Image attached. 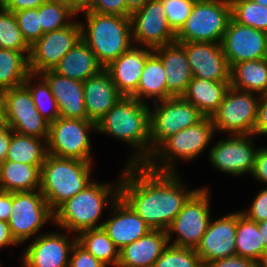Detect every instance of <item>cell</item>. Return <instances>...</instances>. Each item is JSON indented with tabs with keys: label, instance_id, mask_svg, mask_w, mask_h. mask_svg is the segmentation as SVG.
I'll return each instance as SVG.
<instances>
[{
	"label": "cell",
	"instance_id": "680465c9",
	"mask_svg": "<svg viewBox=\"0 0 267 267\" xmlns=\"http://www.w3.org/2000/svg\"><path fill=\"white\" fill-rule=\"evenodd\" d=\"M8 129L5 113H0V135Z\"/></svg>",
	"mask_w": 267,
	"mask_h": 267
},
{
	"label": "cell",
	"instance_id": "484cf974",
	"mask_svg": "<svg viewBox=\"0 0 267 267\" xmlns=\"http://www.w3.org/2000/svg\"><path fill=\"white\" fill-rule=\"evenodd\" d=\"M168 244L166 231L151 230L120 250L117 267H153Z\"/></svg>",
	"mask_w": 267,
	"mask_h": 267
},
{
	"label": "cell",
	"instance_id": "c3c4849f",
	"mask_svg": "<svg viewBox=\"0 0 267 267\" xmlns=\"http://www.w3.org/2000/svg\"><path fill=\"white\" fill-rule=\"evenodd\" d=\"M259 181L267 183V148L258 149L252 176Z\"/></svg>",
	"mask_w": 267,
	"mask_h": 267
},
{
	"label": "cell",
	"instance_id": "8d00e7d4",
	"mask_svg": "<svg viewBox=\"0 0 267 267\" xmlns=\"http://www.w3.org/2000/svg\"><path fill=\"white\" fill-rule=\"evenodd\" d=\"M0 49L27 53V57L30 53V46L23 38L14 13L4 9H0Z\"/></svg>",
	"mask_w": 267,
	"mask_h": 267
},
{
	"label": "cell",
	"instance_id": "7dc6e473",
	"mask_svg": "<svg viewBox=\"0 0 267 267\" xmlns=\"http://www.w3.org/2000/svg\"><path fill=\"white\" fill-rule=\"evenodd\" d=\"M260 102L258 103L257 119L255 123L254 135L255 134H267V94L259 97Z\"/></svg>",
	"mask_w": 267,
	"mask_h": 267
},
{
	"label": "cell",
	"instance_id": "ee69618b",
	"mask_svg": "<svg viewBox=\"0 0 267 267\" xmlns=\"http://www.w3.org/2000/svg\"><path fill=\"white\" fill-rule=\"evenodd\" d=\"M72 257L69 260V267H106L100 260L94 258L89 252L83 249L77 242L71 250Z\"/></svg>",
	"mask_w": 267,
	"mask_h": 267
},
{
	"label": "cell",
	"instance_id": "e0dca14e",
	"mask_svg": "<svg viewBox=\"0 0 267 267\" xmlns=\"http://www.w3.org/2000/svg\"><path fill=\"white\" fill-rule=\"evenodd\" d=\"M187 55L194 78L230 81V70L221 43L179 42Z\"/></svg>",
	"mask_w": 267,
	"mask_h": 267
},
{
	"label": "cell",
	"instance_id": "ffe728a7",
	"mask_svg": "<svg viewBox=\"0 0 267 267\" xmlns=\"http://www.w3.org/2000/svg\"><path fill=\"white\" fill-rule=\"evenodd\" d=\"M77 238L72 242L62 233H48L37 237L23 256V267H69L68 257Z\"/></svg>",
	"mask_w": 267,
	"mask_h": 267
},
{
	"label": "cell",
	"instance_id": "f35d334b",
	"mask_svg": "<svg viewBox=\"0 0 267 267\" xmlns=\"http://www.w3.org/2000/svg\"><path fill=\"white\" fill-rule=\"evenodd\" d=\"M33 76L34 75L30 73L26 77V80L24 81L23 85L28 89V91L32 95L34 104L38 112L50 124L60 117V112L58 109L57 102L50 90L49 85L44 79H42L43 81H41L40 84H38L36 87H33L32 85H30V82H31L30 80H31V77ZM45 100L49 102L47 103V105L50 104L49 106L52 107L51 111L46 109L47 105H46ZM45 105L46 107H44Z\"/></svg>",
	"mask_w": 267,
	"mask_h": 267
},
{
	"label": "cell",
	"instance_id": "8992f818",
	"mask_svg": "<svg viewBox=\"0 0 267 267\" xmlns=\"http://www.w3.org/2000/svg\"><path fill=\"white\" fill-rule=\"evenodd\" d=\"M230 19V0H196L175 41L221 43Z\"/></svg>",
	"mask_w": 267,
	"mask_h": 267
},
{
	"label": "cell",
	"instance_id": "60d3db41",
	"mask_svg": "<svg viewBox=\"0 0 267 267\" xmlns=\"http://www.w3.org/2000/svg\"><path fill=\"white\" fill-rule=\"evenodd\" d=\"M169 27L177 34L186 23L196 0H161Z\"/></svg>",
	"mask_w": 267,
	"mask_h": 267
},
{
	"label": "cell",
	"instance_id": "f5cc1de1",
	"mask_svg": "<svg viewBox=\"0 0 267 267\" xmlns=\"http://www.w3.org/2000/svg\"><path fill=\"white\" fill-rule=\"evenodd\" d=\"M11 140V129L8 128L0 135V164L6 160Z\"/></svg>",
	"mask_w": 267,
	"mask_h": 267
},
{
	"label": "cell",
	"instance_id": "d590c367",
	"mask_svg": "<svg viewBox=\"0 0 267 267\" xmlns=\"http://www.w3.org/2000/svg\"><path fill=\"white\" fill-rule=\"evenodd\" d=\"M231 17L238 23L267 32V7L252 0H230Z\"/></svg>",
	"mask_w": 267,
	"mask_h": 267
},
{
	"label": "cell",
	"instance_id": "11a10c76",
	"mask_svg": "<svg viewBox=\"0 0 267 267\" xmlns=\"http://www.w3.org/2000/svg\"><path fill=\"white\" fill-rule=\"evenodd\" d=\"M149 0H126L127 17L138 9H141Z\"/></svg>",
	"mask_w": 267,
	"mask_h": 267
},
{
	"label": "cell",
	"instance_id": "b9f144b4",
	"mask_svg": "<svg viewBox=\"0 0 267 267\" xmlns=\"http://www.w3.org/2000/svg\"><path fill=\"white\" fill-rule=\"evenodd\" d=\"M18 26L23 38L29 46H32L44 34L40 25V15L38 8H29L14 12Z\"/></svg>",
	"mask_w": 267,
	"mask_h": 267
},
{
	"label": "cell",
	"instance_id": "836d02e7",
	"mask_svg": "<svg viewBox=\"0 0 267 267\" xmlns=\"http://www.w3.org/2000/svg\"><path fill=\"white\" fill-rule=\"evenodd\" d=\"M40 138L21 135L11 130V140L6 160L28 165H43L47 152V143L42 147Z\"/></svg>",
	"mask_w": 267,
	"mask_h": 267
},
{
	"label": "cell",
	"instance_id": "7c38bea8",
	"mask_svg": "<svg viewBox=\"0 0 267 267\" xmlns=\"http://www.w3.org/2000/svg\"><path fill=\"white\" fill-rule=\"evenodd\" d=\"M49 219H54V212L40 190L12 193V213L8 224L17 243L26 241Z\"/></svg>",
	"mask_w": 267,
	"mask_h": 267
},
{
	"label": "cell",
	"instance_id": "bcb514c9",
	"mask_svg": "<svg viewBox=\"0 0 267 267\" xmlns=\"http://www.w3.org/2000/svg\"><path fill=\"white\" fill-rule=\"evenodd\" d=\"M204 267H259V263L248 258L234 255L207 262L204 264Z\"/></svg>",
	"mask_w": 267,
	"mask_h": 267
},
{
	"label": "cell",
	"instance_id": "4fadbf2b",
	"mask_svg": "<svg viewBox=\"0 0 267 267\" xmlns=\"http://www.w3.org/2000/svg\"><path fill=\"white\" fill-rule=\"evenodd\" d=\"M82 39V26L79 23L44 33L30 46L28 67L30 73L39 75L53 68L61 58Z\"/></svg>",
	"mask_w": 267,
	"mask_h": 267
},
{
	"label": "cell",
	"instance_id": "74e56055",
	"mask_svg": "<svg viewBox=\"0 0 267 267\" xmlns=\"http://www.w3.org/2000/svg\"><path fill=\"white\" fill-rule=\"evenodd\" d=\"M76 13L65 3L59 0H48L38 7V15H40V25L43 33L52 32L67 27L72 22L67 21L68 17H72Z\"/></svg>",
	"mask_w": 267,
	"mask_h": 267
},
{
	"label": "cell",
	"instance_id": "94428289",
	"mask_svg": "<svg viewBox=\"0 0 267 267\" xmlns=\"http://www.w3.org/2000/svg\"><path fill=\"white\" fill-rule=\"evenodd\" d=\"M252 1L267 7V0H252Z\"/></svg>",
	"mask_w": 267,
	"mask_h": 267
},
{
	"label": "cell",
	"instance_id": "9f6ffc18",
	"mask_svg": "<svg viewBox=\"0 0 267 267\" xmlns=\"http://www.w3.org/2000/svg\"><path fill=\"white\" fill-rule=\"evenodd\" d=\"M257 226L264 242L265 249L267 250V220L257 222Z\"/></svg>",
	"mask_w": 267,
	"mask_h": 267
},
{
	"label": "cell",
	"instance_id": "7bdbcfd3",
	"mask_svg": "<svg viewBox=\"0 0 267 267\" xmlns=\"http://www.w3.org/2000/svg\"><path fill=\"white\" fill-rule=\"evenodd\" d=\"M84 12L127 17V4L126 0H93L90 8Z\"/></svg>",
	"mask_w": 267,
	"mask_h": 267
},
{
	"label": "cell",
	"instance_id": "db71d44e",
	"mask_svg": "<svg viewBox=\"0 0 267 267\" xmlns=\"http://www.w3.org/2000/svg\"><path fill=\"white\" fill-rule=\"evenodd\" d=\"M65 4H67L75 13L79 11H87L93 0H59Z\"/></svg>",
	"mask_w": 267,
	"mask_h": 267
},
{
	"label": "cell",
	"instance_id": "681fc988",
	"mask_svg": "<svg viewBox=\"0 0 267 267\" xmlns=\"http://www.w3.org/2000/svg\"><path fill=\"white\" fill-rule=\"evenodd\" d=\"M48 0H8L4 10L17 12L29 8H38Z\"/></svg>",
	"mask_w": 267,
	"mask_h": 267
},
{
	"label": "cell",
	"instance_id": "7a4b0ae2",
	"mask_svg": "<svg viewBox=\"0 0 267 267\" xmlns=\"http://www.w3.org/2000/svg\"><path fill=\"white\" fill-rule=\"evenodd\" d=\"M145 103L122 96L96 124L98 132L138 147L140 153L129 164H146L151 158L150 108Z\"/></svg>",
	"mask_w": 267,
	"mask_h": 267
},
{
	"label": "cell",
	"instance_id": "1f68e13d",
	"mask_svg": "<svg viewBox=\"0 0 267 267\" xmlns=\"http://www.w3.org/2000/svg\"><path fill=\"white\" fill-rule=\"evenodd\" d=\"M235 248L236 255L258 263L267 253L257 222L248 219L242 212H238Z\"/></svg>",
	"mask_w": 267,
	"mask_h": 267
},
{
	"label": "cell",
	"instance_id": "f1b7e54d",
	"mask_svg": "<svg viewBox=\"0 0 267 267\" xmlns=\"http://www.w3.org/2000/svg\"><path fill=\"white\" fill-rule=\"evenodd\" d=\"M41 166L5 160L0 164V190L11 193L40 190Z\"/></svg>",
	"mask_w": 267,
	"mask_h": 267
},
{
	"label": "cell",
	"instance_id": "603a6c76",
	"mask_svg": "<svg viewBox=\"0 0 267 267\" xmlns=\"http://www.w3.org/2000/svg\"><path fill=\"white\" fill-rule=\"evenodd\" d=\"M153 53L161 60L167 76V99L182 97L193 79L184 46L174 41L153 49Z\"/></svg>",
	"mask_w": 267,
	"mask_h": 267
},
{
	"label": "cell",
	"instance_id": "d6a6232c",
	"mask_svg": "<svg viewBox=\"0 0 267 267\" xmlns=\"http://www.w3.org/2000/svg\"><path fill=\"white\" fill-rule=\"evenodd\" d=\"M79 234V237H76L77 243L83 249L106 266L107 264H114L117 267L120 251L102 227L87 229L79 232Z\"/></svg>",
	"mask_w": 267,
	"mask_h": 267
},
{
	"label": "cell",
	"instance_id": "2e32d148",
	"mask_svg": "<svg viewBox=\"0 0 267 267\" xmlns=\"http://www.w3.org/2000/svg\"><path fill=\"white\" fill-rule=\"evenodd\" d=\"M229 67L267 58V32L236 22L232 17L221 42Z\"/></svg>",
	"mask_w": 267,
	"mask_h": 267
},
{
	"label": "cell",
	"instance_id": "f546056e",
	"mask_svg": "<svg viewBox=\"0 0 267 267\" xmlns=\"http://www.w3.org/2000/svg\"><path fill=\"white\" fill-rule=\"evenodd\" d=\"M230 85L241 91L267 94V58L234 64L230 70Z\"/></svg>",
	"mask_w": 267,
	"mask_h": 267
},
{
	"label": "cell",
	"instance_id": "f907efd6",
	"mask_svg": "<svg viewBox=\"0 0 267 267\" xmlns=\"http://www.w3.org/2000/svg\"><path fill=\"white\" fill-rule=\"evenodd\" d=\"M12 213V193L0 190V220L8 222Z\"/></svg>",
	"mask_w": 267,
	"mask_h": 267
},
{
	"label": "cell",
	"instance_id": "91938a15",
	"mask_svg": "<svg viewBox=\"0 0 267 267\" xmlns=\"http://www.w3.org/2000/svg\"><path fill=\"white\" fill-rule=\"evenodd\" d=\"M259 267H267V253L263 256L259 263Z\"/></svg>",
	"mask_w": 267,
	"mask_h": 267
},
{
	"label": "cell",
	"instance_id": "83f0119b",
	"mask_svg": "<svg viewBox=\"0 0 267 267\" xmlns=\"http://www.w3.org/2000/svg\"><path fill=\"white\" fill-rule=\"evenodd\" d=\"M230 86V81L193 77L182 97L197 107L205 117L211 118L217 112Z\"/></svg>",
	"mask_w": 267,
	"mask_h": 267
},
{
	"label": "cell",
	"instance_id": "9c48e42d",
	"mask_svg": "<svg viewBox=\"0 0 267 267\" xmlns=\"http://www.w3.org/2000/svg\"><path fill=\"white\" fill-rule=\"evenodd\" d=\"M92 128L96 130V123L88 119L57 118L49 124L48 154L91 162L87 131Z\"/></svg>",
	"mask_w": 267,
	"mask_h": 267
},
{
	"label": "cell",
	"instance_id": "816d5d0a",
	"mask_svg": "<svg viewBox=\"0 0 267 267\" xmlns=\"http://www.w3.org/2000/svg\"><path fill=\"white\" fill-rule=\"evenodd\" d=\"M18 244L13 238L8 222L0 220V248L6 245Z\"/></svg>",
	"mask_w": 267,
	"mask_h": 267
},
{
	"label": "cell",
	"instance_id": "5bb4252c",
	"mask_svg": "<svg viewBox=\"0 0 267 267\" xmlns=\"http://www.w3.org/2000/svg\"><path fill=\"white\" fill-rule=\"evenodd\" d=\"M5 116L8 128L13 132L42 137L47 142L49 123L36 109L32 95L24 85L7 89Z\"/></svg>",
	"mask_w": 267,
	"mask_h": 267
},
{
	"label": "cell",
	"instance_id": "f6af8a7d",
	"mask_svg": "<svg viewBox=\"0 0 267 267\" xmlns=\"http://www.w3.org/2000/svg\"><path fill=\"white\" fill-rule=\"evenodd\" d=\"M248 219L259 222L267 220V188L258 193L248 212H242Z\"/></svg>",
	"mask_w": 267,
	"mask_h": 267
},
{
	"label": "cell",
	"instance_id": "d4e9b609",
	"mask_svg": "<svg viewBox=\"0 0 267 267\" xmlns=\"http://www.w3.org/2000/svg\"><path fill=\"white\" fill-rule=\"evenodd\" d=\"M83 89L87 119L96 124L122 97L105 68L84 81Z\"/></svg>",
	"mask_w": 267,
	"mask_h": 267
},
{
	"label": "cell",
	"instance_id": "ac0fdd59",
	"mask_svg": "<svg viewBox=\"0 0 267 267\" xmlns=\"http://www.w3.org/2000/svg\"><path fill=\"white\" fill-rule=\"evenodd\" d=\"M249 136L251 135H236L219 141L210 150L213 166L236 176L252 173L258 150L253 149V141Z\"/></svg>",
	"mask_w": 267,
	"mask_h": 267
},
{
	"label": "cell",
	"instance_id": "e575fe53",
	"mask_svg": "<svg viewBox=\"0 0 267 267\" xmlns=\"http://www.w3.org/2000/svg\"><path fill=\"white\" fill-rule=\"evenodd\" d=\"M29 74L28 57L23 52L0 49V87L22 86Z\"/></svg>",
	"mask_w": 267,
	"mask_h": 267
},
{
	"label": "cell",
	"instance_id": "4316f807",
	"mask_svg": "<svg viewBox=\"0 0 267 267\" xmlns=\"http://www.w3.org/2000/svg\"><path fill=\"white\" fill-rule=\"evenodd\" d=\"M104 67L95 53L81 39L53 68L61 76L84 82L99 73Z\"/></svg>",
	"mask_w": 267,
	"mask_h": 267
},
{
	"label": "cell",
	"instance_id": "3957f363",
	"mask_svg": "<svg viewBox=\"0 0 267 267\" xmlns=\"http://www.w3.org/2000/svg\"><path fill=\"white\" fill-rule=\"evenodd\" d=\"M90 167L91 162L47 154L41 166L40 192L53 212L92 183Z\"/></svg>",
	"mask_w": 267,
	"mask_h": 267
},
{
	"label": "cell",
	"instance_id": "7402d4cb",
	"mask_svg": "<svg viewBox=\"0 0 267 267\" xmlns=\"http://www.w3.org/2000/svg\"><path fill=\"white\" fill-rule=\"evenodd\" d=\"M152 53V48L140 50L132 46L105 67L122 96L132 97L137 92L146 60Z\"/></svg>",
	"mask_w": 267,
	"mask_h": 267
},
{
	"label": "cell",
	"instance_id": "5b68a950",
	"mask_svg": "<svg viewBox=\"0 0 267 267\" xmlns=\"http://www.w3.org/2000/svg\"><path fill=\"white\" fill-rule=\"evenodd\" d=\"M109 196L110 198L120 196L119 184L112 190L111 185L92 181L84 190L67 199L54 211L53 221L68 231L78 233L87 229L100 228L102 224L96 223L104 205L108 203L106 200L109 199Z\"/></svg>",
	"mask_w": 267,
	"mask_h": 267
},
{
	"label": "cell",
	"instance_id": "30bf717a",
	"mask_svg": "<svg viewBox=\"0 0 267 267\" xmlns=\"http://www.w3.org/2000/svg\"><path fill=\"white\" fill-rule=\"evenodd\" d=\"M207 189H196L184 204L166 230L168 243L171 233H178V238L170 245L176 247L194 248L200 244L210 223L209 196Z\"/></svg>",
	"mask_w": 267,
	"mask_h": 267
},
{
	"label": "cell",
	"instance_id": "52a82bcc",
	"mask_svg": "<svg viewBox=\"0 0 267 267\" xmlns=\"http://www.w3.org/2000/svg\"><path fill=\"white\" fill-rule=\"evenodd\" d=\"M214 130L213 119L204 117L199 123L187 127L167 138L160 145L161 147H158V149L153 152L151 158L145 165L150 170L157 172H174V168H172L174 165L168 161L172 160V158L175 159L174 156L185 160H191L196 157L205 149L207 144H209L213 137ZM156 156L164 158L162 164L163 162L165 164L162 166L155 164L152 158Z\"/></svg>",
	"mask_w": 267,
	"mask_h": 267
},
{
	"label": "cell",
	"instance_id": "cb8c5ba5",
	"mask_svg": "<svg viewBox=\"0 0 267 267\" xmlns=\"http://www.w3.org/2000/svg\"><path fill=\"white\" fill-rule=\"evenodd\" d=\"M55 97L62 118L87 119L83 82L47 70L40 73Z\"/></svg>",
	"mask_w": 267,
	"mask_h": 267
},
{
	"label": "cell",
	"instance_id": "9a60e30c",
	"mask_svg": "<svg viewBox=\"0 0 267 267\" xmlns=\"http://www.w3.org/2000/svg\"><path fill=\"white\" fill-rule=\"evenodd\" d=\"M132 39L155 49L172 43L176 34L169 27L161 0H149L130 15Z\"/></svg>",
	"mask_w": 267,
	"mask_h": 267
},
{
	"label": "cell",
	"instance_id": "4dcf8cb0",
	"mask_svg": "<svg viewBox=\"0 0 267 267\" xmlns=\"http://www.w3.org/2000/svg\"><path fill=\"white\" fill-rule=\"evenodd\" d=\"M166 77L161 60L152 53L146 60L137 92L132 97L143 103V97H154L155 102L167 99Z\"/></svg>",
	"mask_w": 267,
	"mask_h": 267
},
{
	"label": "cell",
	"instance_id": "ab89813d",
	"mask_svg": "<svg viewBox=\"0 0 267 267\" xmlns=\"http://www.w3.org/2000/svg\"><path fill=\"white\" fill-rule=\"evenodd\" d=\"M153 267H204L194 248L168 245Z\"/></svg>",
	"mask_w": 267,
	"mask_h": 267
},
{
	"label": "cell",
	"instance_id": "ba28073f",
	"mask_svg": "<svg viewBox=\"0 0 267 267\" xmlns=\"http://www.w3.org/2000/svg\"><path fill=\"white\" fill-rule=\"evenodd\" d=\"M155 105L154 111L150 110L151 156L167 138L199 123L205 117L183 97H171L161 101V105L157 102Z\"/></svg>",
	"mask_w": 267,
	"mask_h": 267
},
{
	"label": "cell",
	"instance_id": "8fae6325",
	"mask_svg": "<svg viewBox=\"0 0 267 267\" xmlns=\"http://www.w3.org/2000/svg\"><path fill=\"white\" fill-rule=\"evenodd\" d=\"M258 103L256 96L230 86L217 112L211 117L216 130L254 135Z\"/></svg>",
	"mask_w": 267,
	"mask_h": 267
},
{
	"label": "cell",
	"instance_id": "44dd1931",
	"mask_svg": "<svg viewBox=\"0 0 267 267\" xmlns=\"http://www.w3.org/2000/svg\"><path fill=\"white\" fill-rule=\"evenodd\" d=\"M112 202L111 206L115 207L114 217L102 223V228L120 251L125 245L138 240L152 229L120 196L112 199Z\"/></svg>",
	"mask_w": 267,
	"mask_h": 267
},
{
	"label": "cell",
	"instance_id": "6125c7cd",
	"mask_svg": "<svg viewBox=\"0 0 267 267\" xmlns=\"http://www.w3.org/2000/svg\"><path fill=\"white\" fill-rule=\"evenodd\" d=\"M8 0H0V9H4L6 7Z\"/></svg>",
	"mask_w": 267,
	"mask_h": 267
},
{
	"label": "cell",
	"instance_id": "6da1fadb",
	"mask_svg": "<svg viewBox=\"0 0 267 267\" xmlns=\"http://www.w3.org/2000/svg\"><path fill=\"white\" fill-rule=\"evenodd\" d=\"M122 176L120 197L152 230L166 231L196 191H185L175 172H157L145 164H128Z\"/></svg>",
	"mask_w": 267,
	"mask_h": 267
},
{
	"label": "cell",
	"instance_id": "6f0895ef",
	"mask_svg": "<svg viewBox=\"0 0 267 267\" xmlns=\"http://www.w3.org/2000/svg\"><path fill=\"white\" fill-rule=\"evenodd\" d=\"M6 95H7V89L0 87V113H5Z\"/></svg>",
	"mask_w": 267,
	"mask_h": 267
},
{
	"label": "cell",
	"instance_id": "d6986e66",
	"mask_svg": "<svg viewBox=\"0 0 267 267\" xmlns=\"http://www.w3.org/2000/svg\"><path fill=\"white\" fill-rule=\"evenodd\" d=\"M238 213L227 214L209 223L200 244L196 247L202 264L236 255Z\"/></svg>",
	"mask_w": 267,
	"mask_h": 267
},
{
	"label": "cell",
	"instance_id": "277c9868",
	"mask_svg": "<svg viewBox=\"0 0 267 267\" xmlns=\"http://www.w3.org/2000/svg\"><path fill=\"white\" fill-rule=\"evenodd\" d=\"M87 29L82 26V40L105 68L132 47L130 17L85 12ZM85 30V31H84Z\"/></svg>",
	"mask_w": 267,
	"mask_h": 267
}]
</instances>
